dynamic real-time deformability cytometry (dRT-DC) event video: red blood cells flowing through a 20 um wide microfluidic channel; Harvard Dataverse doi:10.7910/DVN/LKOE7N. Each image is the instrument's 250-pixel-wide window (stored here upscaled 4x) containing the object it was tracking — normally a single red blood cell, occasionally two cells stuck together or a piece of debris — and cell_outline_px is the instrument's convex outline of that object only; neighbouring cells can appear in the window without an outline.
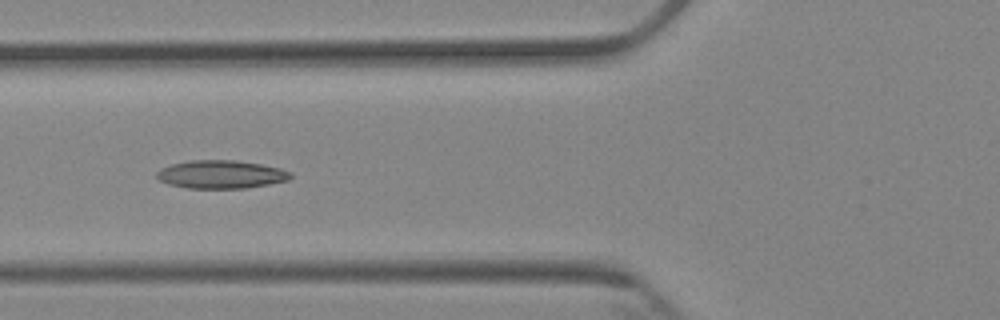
{"species": "Egyptian fruit bat (a non-hibernating species)", "species_latin": "Rousettus aegyptiacus", "temperature_condition": "cold", "stored_images_in_passage": 7, "camera_frame_rate_fps": 3000, "um_per_image_px": 0.085, "animal": {"sex": "female"}, "frame": {"image": 1, "passage_image": 6, "time_ms": 5.667, "image_size_px": [1000, 320], "cell_outline_px": [[292, 176], [288, 180], [268, 184], [244, 188], [188, 188], [168, 184], [160, 180], [156, 176], [156, 172], [160, 168], [172, 164], [188, 160], [236, 160], [260, 164], [280, 168], [292, 172]], "centroid_in_image_um": [18.77, 14.81], "position_along_channel_um": 107.0, "area_um2": 21.96}}
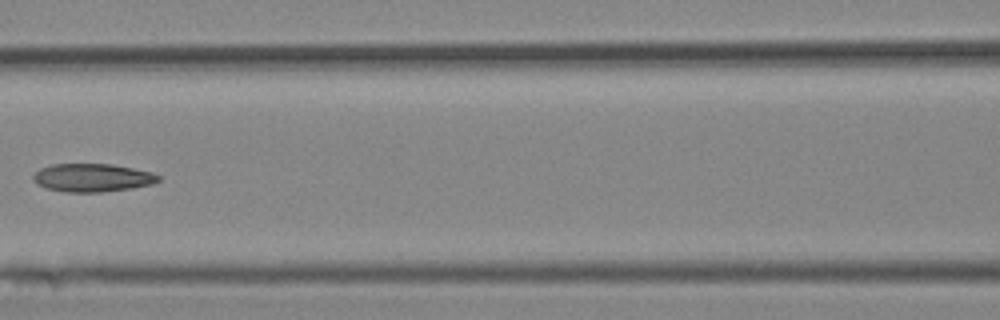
{"frame": {"image": 2, "passage_image": 7, "time_ms": 7.0, "image_size_px": [1000, 320], "cell_outline_px": [[160, 180], [152, 184], [132, 188], [104, 192], [64, 192], [48, 188], [36, 184], [32, 180], [32, 176], [40, 168], [52, 164], [112, 164], [152, 172], [160, 176]], "centroid_in_image_um": [7.84, 15.11], "position_along_channel_um": 158.8, "area_um2": 20.63}}